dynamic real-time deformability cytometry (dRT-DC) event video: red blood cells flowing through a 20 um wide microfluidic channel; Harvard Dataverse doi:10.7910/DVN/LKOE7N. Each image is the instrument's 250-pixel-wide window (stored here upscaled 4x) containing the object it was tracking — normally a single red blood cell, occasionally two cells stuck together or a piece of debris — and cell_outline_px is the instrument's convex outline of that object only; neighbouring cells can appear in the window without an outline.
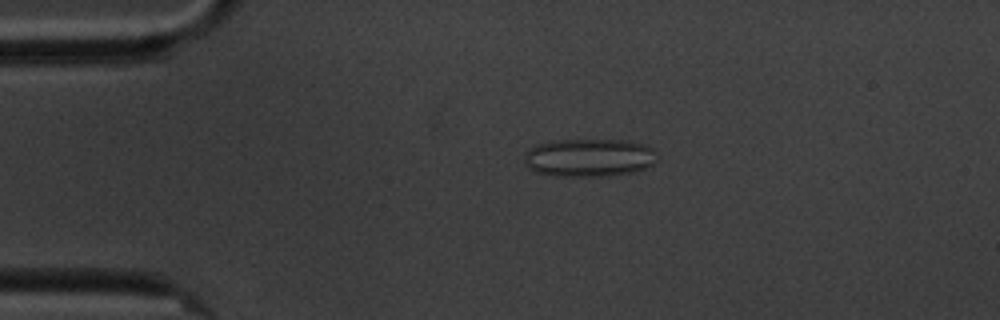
{"species": "common noctule bat (a hibernating species)", "species_latin": "Nyctalus noctula", "temperature_condition": "cold", "stored_images_in_passage": 6, "segment_of_instrument_passage": [1, 2], "camera_frame_rate_fps": 3000, "um_per_image_px": 0.085, "animal": {"sex": "male", "body_mass_g": 20.1, "forearm_length_mm": 53.5}, "frame": {"image": 1, "passage_image": 4, "time_ms": 3.667, "image_size_px": [1000, 320], "cell_outline_px": [[660, 160], [636, 172], [608, 176], [552, 176], [536, 172], [528, 168], [524, 164], [524, 152], [536, 144], [552, 140], [624, 140], [644, 144], [652, 148], [660, 156]], "centroid_in_image_um": [50.08, 13.4], "position_along_channel_um": 34.9, "area_um2": 30.11}}